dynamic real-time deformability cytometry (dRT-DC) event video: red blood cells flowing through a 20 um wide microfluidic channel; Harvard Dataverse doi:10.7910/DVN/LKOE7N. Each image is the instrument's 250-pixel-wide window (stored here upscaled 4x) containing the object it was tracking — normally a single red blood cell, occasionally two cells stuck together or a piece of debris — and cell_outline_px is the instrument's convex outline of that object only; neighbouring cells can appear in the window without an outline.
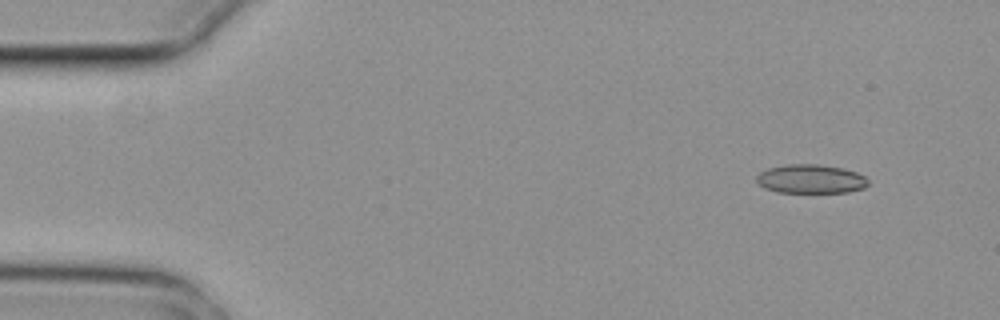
{"species": "common noctule bat (a hibernating species)", "species_latin": "Nyctalus noctula", "temperature_condition": "cold", "stored_images_in_passage": 4, "camera_frame_rate_fps": 3000, "um_per_image_px": 0.085, "animal": {"sex": "female", "body_mass_g": 29.2, "forearm_length_mm": 56.3}, "frame": {"image": 1, "passage_image": 1, "time_ms": 0.0, "image_size_px": [1000, 320], "cell_outline_px": [[868, 184], [864, 188], [848, 192], [776, 192], [764, 188], [756, 184], [756, 176], [760, 172], [768, 168], [788, 164], [816, 164], [840, 168], [856, 172], [864, 176], [868, 180]], "centroid_in_image_um": [68.87, 15.22], "position_along_channel_um": 16.1, "area_um2": 18.79}}
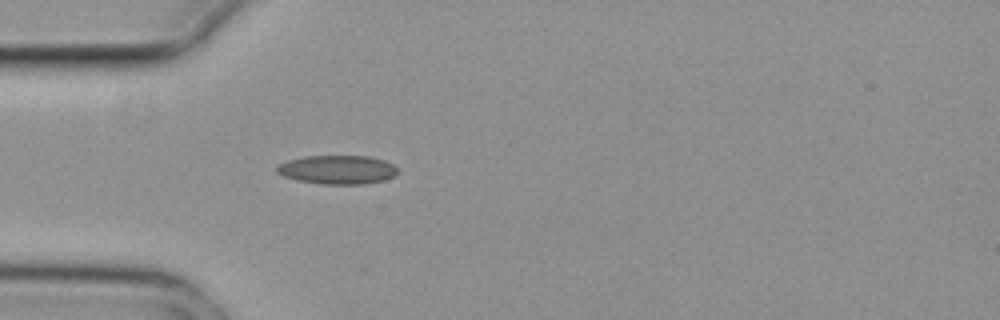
{"frame": {"image": 2, "passage_image": 4, "time_ms": 1.0, "image_size_px": [1000, 320], "cell_outline_px": [[396, 172], [392, 176], [384, 180], [364, 184], [320, 184], [296, 180], [284, 176], [276, 172], [276, 168], [280, 164], [288, 160], [304, 156], [368, 156], [384, 160], [392, 164], [396, 168]], "centroid_in_image_um": [28.65, 14.42], "position_along_channel_um": 56.4, "area_um2": 20.17}}